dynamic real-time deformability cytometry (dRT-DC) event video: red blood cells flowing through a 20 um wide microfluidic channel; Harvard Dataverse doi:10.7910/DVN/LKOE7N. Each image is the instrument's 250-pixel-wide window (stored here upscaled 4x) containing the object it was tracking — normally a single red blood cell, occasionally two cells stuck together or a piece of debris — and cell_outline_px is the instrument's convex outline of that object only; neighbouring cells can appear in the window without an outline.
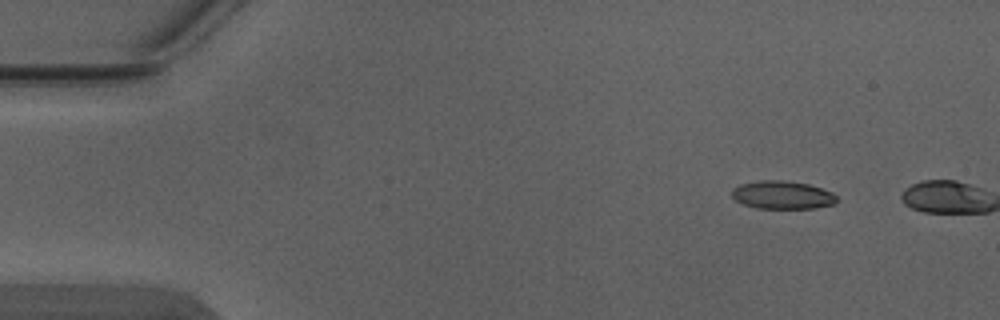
{"species": "Egyptian fruit bat (a non-hibernating species)", "species_latin": "Rousettus aegyptiacus", "temperature_condition": "warm", "stored_images_in_passage": 2, "camera_frame_rate_fps": 3000, "um_per_image_px": 0.085, "animal": {"sex": "male"}, "frame": {"image": 1, "passage_image": 1, "time_ms": 0.0, "image_size_px": [1000, 320], "cell_outline_px": [[836, 204], [816, 208], [756, 208], [744, 204], [736, 200], [732, 196], [732, 188], [740, 184], [760, 180], [784, 180], [808, 184], [832, 192], [836, 196]], "centroid_in_image_um": [66.5, 16.57], "position_along_channel_um": 18.5, "area_um2": 17.17}}